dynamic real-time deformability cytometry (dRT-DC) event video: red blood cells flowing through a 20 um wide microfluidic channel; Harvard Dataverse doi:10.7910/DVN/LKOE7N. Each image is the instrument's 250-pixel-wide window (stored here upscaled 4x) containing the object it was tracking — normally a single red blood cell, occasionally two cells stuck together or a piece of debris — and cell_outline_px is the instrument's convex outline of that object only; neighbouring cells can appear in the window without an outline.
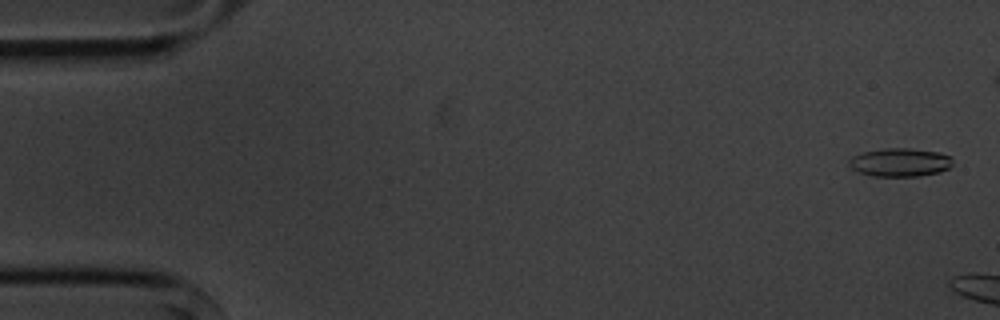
{"species": "common noctule bat (a hibernating species)", "species_latin": "Nyctalus noctula", "temperature_condition": "cold", "stored_images_in_passage": 3, "camera_frame_rate_fps": 3000, "um_per_image_px": 0.085, "animal": {"sex": "male", "body_mass_g": 20.1, "forearm_length_mm": 53.5}, "frame": {"image": 1, "passage_image": 1, "time_ms": 0.0, "image_size_px": [1000, 320], "cell_outline_px": [[952, 164], [948, 168], [940, 172], [920, 176], [872, 176], [860, 172], [852, 168], [848, 164], [848, 160], [852, 156], [860, 152], [884, 148], [908, 148], [936, 152], [952, 156]], "centroid_in_image_um": [76.48, 13.79], "position_along_channel_um": 8.5, "area_um2": 17.22}}